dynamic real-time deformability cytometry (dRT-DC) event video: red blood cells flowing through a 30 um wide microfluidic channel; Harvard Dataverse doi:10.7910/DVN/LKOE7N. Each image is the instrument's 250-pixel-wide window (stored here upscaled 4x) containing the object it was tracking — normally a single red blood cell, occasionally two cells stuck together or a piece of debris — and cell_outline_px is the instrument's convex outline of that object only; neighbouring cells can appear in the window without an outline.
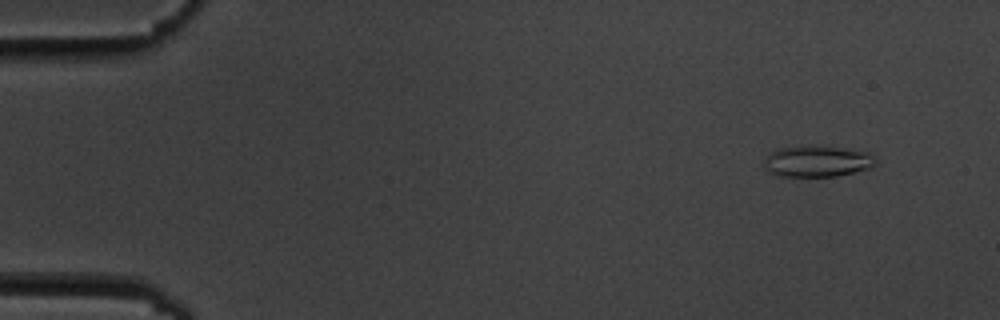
{"species": "common noctule bat (a hibernating species)", "species_latin": "Nyctalus noctula", "temperature_condition": "cold", "stored_images_in_passage": 14, "camera_frame_rate_fps": 3000, "um_per_image_px": 0.085, "animal": {"sex": "male", "body_mass_g": 19.5, "forearm_length_mm": 54.6}, "frame": {"image": 1, "passage_image": 5, "time_ms": 1.333, "image_size_px": [1000, 320], "cell_outline_px": [[876, 164], [868, 168], [856, 172], [836, 176], [780, 176], [768, 172], [764, 168], [764, 160], [776, 148], [800, 144], [816, 144], [844, 148], [868, 152], [876, 160]], "centroid_in_image_um": [69.42, 13.67], "position_along_channel_um": 15.6, "area_um2": 20.81}}